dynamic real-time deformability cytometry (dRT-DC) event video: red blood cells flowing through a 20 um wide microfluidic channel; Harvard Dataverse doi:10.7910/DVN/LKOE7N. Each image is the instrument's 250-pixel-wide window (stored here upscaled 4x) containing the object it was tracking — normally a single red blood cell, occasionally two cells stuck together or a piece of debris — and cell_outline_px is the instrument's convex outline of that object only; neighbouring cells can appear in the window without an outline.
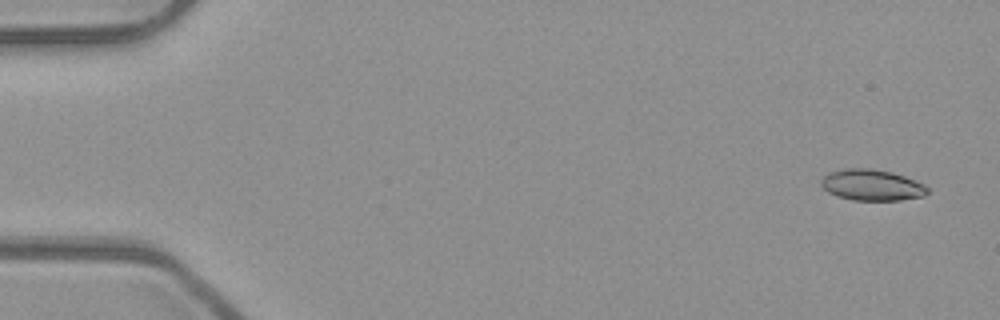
{"species": "common noctule bat (a hibernating species)", "species_latin": "Nyctalus noctula", "temperature_condition": "room temperature", "stored_images_in_passage": 6, "camera_frame_rate_fps": 3000, "um_per_image_px": 0.085, "animal": {"sex": "male", "body_mass_g": 23.1, "forearm_length_mm": 52.7}, "frame": {"image": 1, "passage_image": 1, "time_ms": 0.0, "image_size_px": [1000, 320], "cell_outline_px": [[928, 192], [924, 196], [900, 200], [852, 200], [836, 196], [828, 192], [820, 184], [820, 180], [828, 172], [848, 168], [868, 168], [892, 172], [904, 176], [924, 184], [928, 188]], "centroid_in_image_um": [74.09, 15.73], "position_along_channel_um": 10.9, "area_um2": 19.31}}
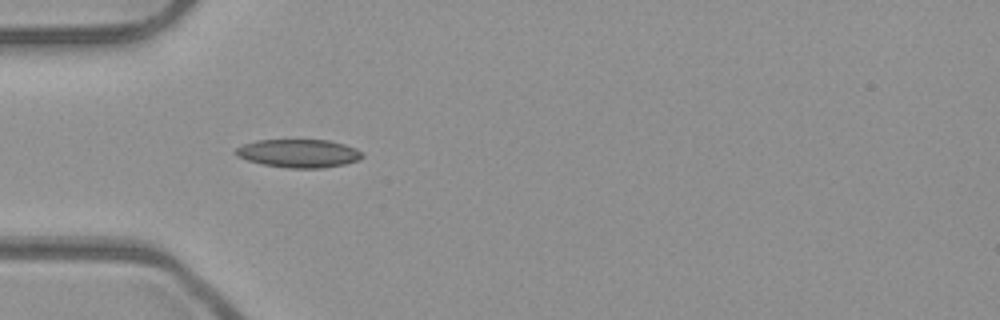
{"frame": {"image": 2, "passage_image": 5, "time_ms": 1.333, "image_size_px": [1000, 320], "cell_outline_px": [[364, 156], [360, 160], [344, 164], [324, 168], [288, 168], [264, 164], [248, 160], [236, 156], [232, 152], [236, 148], [244, 144], [256, 140], [328, 140], [344, 144], [356, 148]], "centroid_in_image_um": [25.38, 13.03], "position_along_channel_um": 59.6, "area_um2": 20.87}}
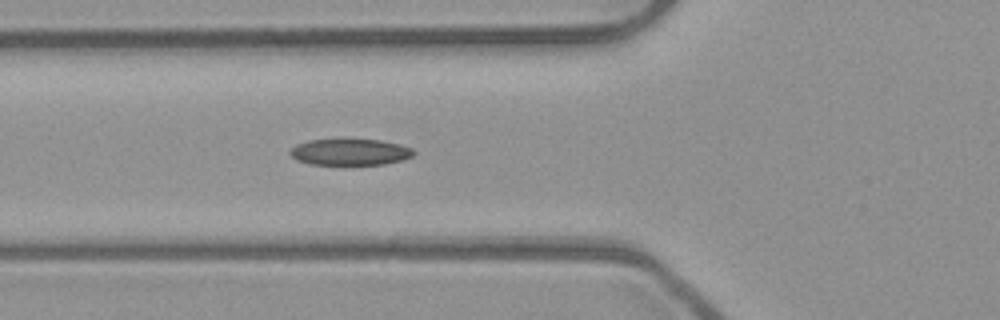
{"frame": {"image": 3, "passage_image": 6, "time_ms": 1.667, "image_size_px": [1000, 320], "cell_outline_px": [[416, 152], [412, 156], [400, 160], [384, 164], [312, 164], [296, 160], [288, 152], [296, 144], [308, 140], [344, 136], [380, 140], [400, 144], [412, 148]], "centroid_in_image_um": [29.72, 12.86], "position_along_channel_um": 96.1, "area_um2": 19.77}}